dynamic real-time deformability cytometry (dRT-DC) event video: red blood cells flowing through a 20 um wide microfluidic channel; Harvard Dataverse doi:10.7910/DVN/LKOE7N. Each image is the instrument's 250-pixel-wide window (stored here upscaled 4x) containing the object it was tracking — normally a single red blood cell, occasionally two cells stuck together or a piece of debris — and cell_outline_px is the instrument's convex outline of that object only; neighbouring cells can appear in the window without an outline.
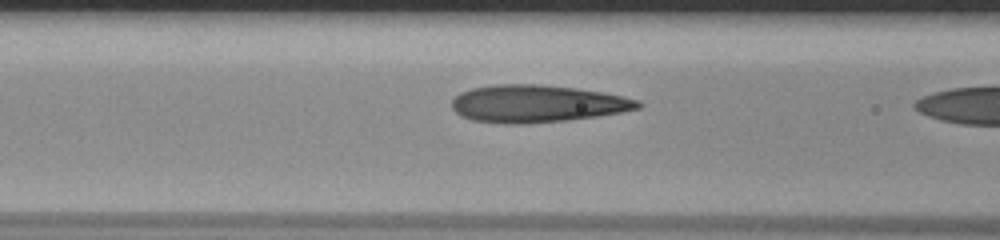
{"species": "human", "species_latin": "Homo sapiens", "temperature_condition": "room temperature", "stored_images_in_passage": 21, "camera_frame_rate_fps": 3000, "um_per_image_px": 0.085, "donor": {"sex": "male"}, "frame": {"image": 1, "passage_image": 20, "time_ms": 6.333, "image_size_px": [1000, 240], "cell_outline_px": [[644, 104], [640, 108], [620, 112], [596, 116], [568, 120], [528, 124], [504, 124], [472, 120], [460, 116], [452, 108], [452, 100], [460, 92], [472, 88], [496, 84], [536, 84], [576, 88], [604, 92], [624, 96], [640, 100]], "centroid_in_image_um": [45.66, 8.82], "position_along_channel_um": 120.9, "area_um2": 40.81}}